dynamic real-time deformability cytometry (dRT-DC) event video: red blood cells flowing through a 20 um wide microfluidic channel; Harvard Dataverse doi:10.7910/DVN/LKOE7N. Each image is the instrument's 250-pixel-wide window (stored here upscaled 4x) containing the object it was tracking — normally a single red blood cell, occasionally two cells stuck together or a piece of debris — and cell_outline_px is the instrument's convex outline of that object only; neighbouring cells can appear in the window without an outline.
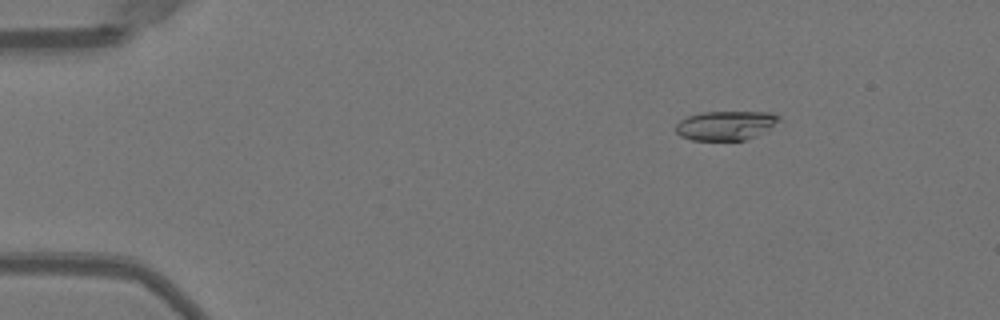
{"species": "Egyptian fruit bat (a non-hibernating species)", "species_latin": "Rousettus aegyptiacus", "temperature_condition": "warm", "stored_images_in_passage": 47, "camera_frame_rate_fps": 3000, "um_per_image_px": 0.085, "animal": {"sex": "female"}, "frame": {"image": 1, "passage_image": 3, "time_ms": 0.667, "image_size_px": [1000, 320], "cell_outline_px": [[780, 120], [756, 136], [744, 140], [692, 140], [680, 136], [676, 132], [676, 124], [680, 120], [688, 116], [704, 112], [768, 112], [780, 116]], "centroid_in_image_um": [61.65, 10.66], "position_along_channel_um": 23.3, "area_um2": 17.4}}
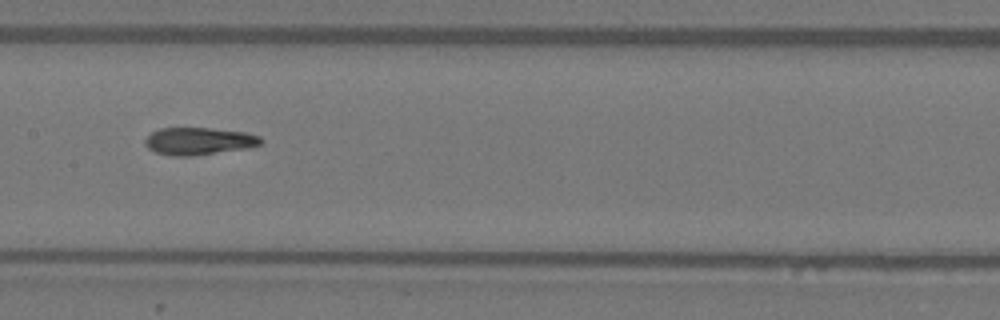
{"frame": {"image": 2, "passage_image": 22, "time_ms": 7.0, "image_size_px": [1000, 320], "cell_outline_px": [[264, 140], [260, 144], [248, 148], [188, 156], [172, 156], [156, 152], [148, 148], [144, 144], [144, 140], [152, 132], [160, 128], [212, 128], [244, 132], [260, 136]], "centroid_in_image_um": [16.89, 11.99], "position_along_channel_um": 190.5, "area_um2": 18.38}}
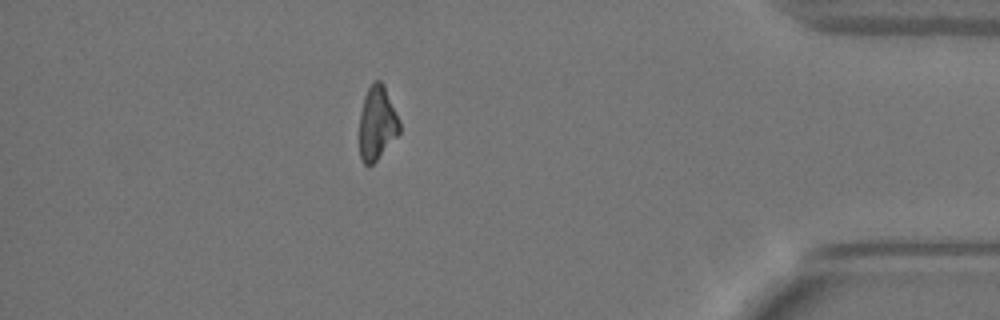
{"frame": {"image": 3, "passage_image": 41, "time_ms": 13.333, "image_size_px": [1000, 320], "cell_outline_px": [[400, 132], [376, 160], [368, 168], [364, 164], [360, 156], [360, 112], [364, 96], [372, 80], [380, 80], [384, 84], [400, 120]], "centroid_in_image_um": [32.05, 10.43], "position_along_channel_um": 403.2, "area_um2": 17.34}, "authors_computed_cell_mechanics": {"area_um2": 18.496, "velocity_mm_per_s": 3.9906, "shape_relaxation_time_tau1_ms": null, "shape_relaxation_time_tau2_ms": 2.6127, "deformation_change_tau1": null, "deformation_change_tau2": 0.0703}}